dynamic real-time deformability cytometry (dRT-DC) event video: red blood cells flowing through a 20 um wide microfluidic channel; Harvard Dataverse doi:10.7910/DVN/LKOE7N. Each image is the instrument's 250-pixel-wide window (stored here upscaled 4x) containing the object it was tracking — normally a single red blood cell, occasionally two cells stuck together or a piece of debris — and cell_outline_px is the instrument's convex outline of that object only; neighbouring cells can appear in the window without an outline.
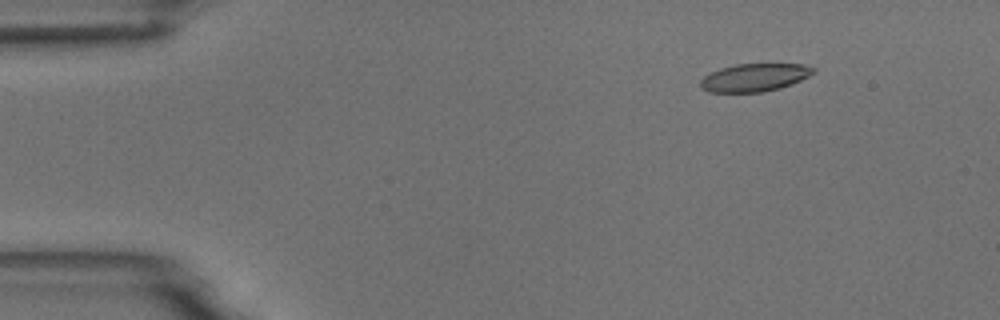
{"species": "common noctule bat (a hibernating species)", "species_latin": "Nyctalus noctula", "temperature_condition": "room temperature", "stored_images_in_passage": 9, "camera_frame_rate_fps": 3000, "um_per_image_px": 0.085, "animal": {"sex": "male", "body_mass_g": 18.8}, "frame": {"image": 1, "passage_image": 2, "time_ms": 1.333, "image_size_px": [1000, 320], "cell_outline_px": [[816, 72], [792, 84], [780, 88], [760, 92], [708, 92], [700, 88], [700, 80], [708, 72], [720, 68], [736, 64], [804, 64], [816, 68]], "centroid_in_image_um": [64.11, 6.58], "position_along_channel_um": 20.9, "area_um2": 18.5}}
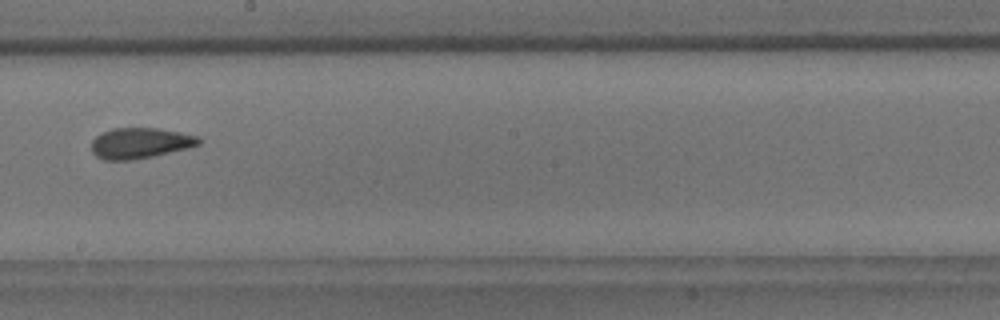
{"frame": {"image": 2, "passage_image": 9, "time_ms": 9.333, "image_size_px": [1000, 320], "cell_outline_px": [[200, 144], [188, 148], [152, 156], [132, 160], [104, 160], [96, 156], [92, 152], [92, 140], [96, 136], [112, 128], [156, 128], [180, 132], [196, 136], [200, 140]], "centroid_in_image_um": [11.88, 12.16], "position_along_channel_um": 236.3, "area_um2": 19.02}}